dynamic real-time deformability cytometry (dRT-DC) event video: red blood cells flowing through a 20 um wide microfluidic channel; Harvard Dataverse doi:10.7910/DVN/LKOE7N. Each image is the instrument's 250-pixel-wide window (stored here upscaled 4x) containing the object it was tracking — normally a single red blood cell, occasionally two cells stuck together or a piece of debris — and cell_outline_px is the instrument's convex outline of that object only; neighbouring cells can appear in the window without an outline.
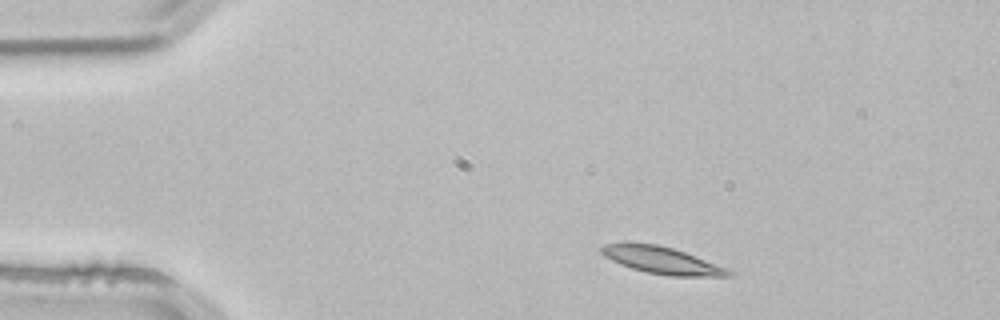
{"species": "common noctule bat (a hibernating species)", "species_latin": "Nyctalus noctula", "temperature_condition": "room temperature", "stored_images_in_passage": 3, "segment_of_instrument_passage": [2, 2], "camera_frame_rate_fps": 3000, "um_per_image_px": 0.085, "animal": {"sex": "male", "body_mass_g": 21.5, "forearm_length_mm": 52.0}, "frame": {"image": 1, "passage_image": 3, "time_ms": 0.667, "image_size_px": [1000, 320], "cell_outline_px": [[732, 276], [672, 276], [648, 272], [632, 268], [620, 264], [604, 256], [600, 252], [600, 248], [604, 244], [624, 240], [628, 240], [656, 244], [672, 248], [684, 252], [728, 268], [732, 272]], "centroid_in_image_um": [56.17, 22.08], "position_along_channel_um": 28.8, "area_um2": 20.29}}